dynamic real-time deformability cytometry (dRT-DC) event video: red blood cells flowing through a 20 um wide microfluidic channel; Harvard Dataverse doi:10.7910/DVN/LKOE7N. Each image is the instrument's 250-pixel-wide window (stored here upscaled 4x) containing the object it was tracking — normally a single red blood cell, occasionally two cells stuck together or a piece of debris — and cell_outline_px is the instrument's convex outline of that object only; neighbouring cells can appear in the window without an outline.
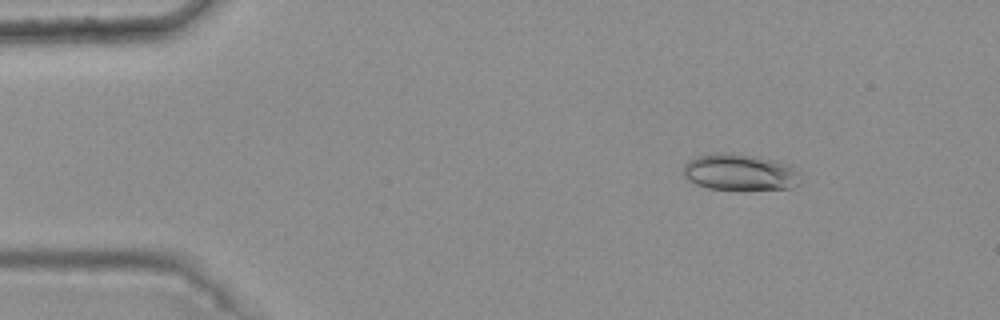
{"species": "common noctule bat (a hibernating species)", "species_latin": "Nyctalus noctula", "temperature_condition": "warm", "stored_images_in_passage": 9, "camera_frame_rate_fps": 3000, "um_per_image_px": 0.085, "animal": {"sex": "female", "body_mass_g": 25.1}, "frame": {"image": 1, "passage_image": 3, "time_ms": 0.667, "image_size_px": [1000, 320], "cell_outline_px": [[800, 184], [792, 188], [708, 188], [696, 184], [688, 180], [684, 176], [684, 164], [688, 160], [696, 156], [716, 152], [728, 152], [756, 156], [776, 160], [792, 164], [800, 168]], "centroid_in_image_um": [62.94, 14.6], "position_along_channel_um": 22.1, "area_um2": 25.09}}
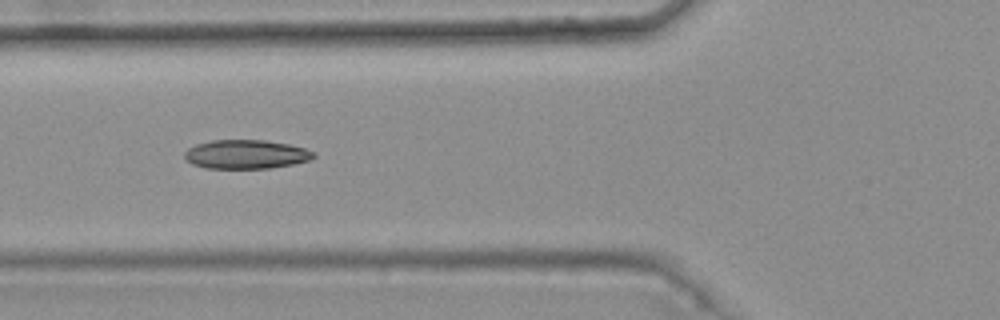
{"frame": {"image": 2, "passage_image": 7, "time_ms": 2.0, "image_size_px": [1000, 320], "cell_outline_px": [[316, 156], [308, 160], [292, 164], [268, 168], [204, 168], [192, 164], [184, 160], [184, 152], [188, 148], [196, 144], [212, 140], [264, 140], [288, 144], [304, 148], [312, 152]], "centroid_in_image_um": [20.84, 13.11], "position_along_channel_um": 105.0, "area_um2": 21.68}}
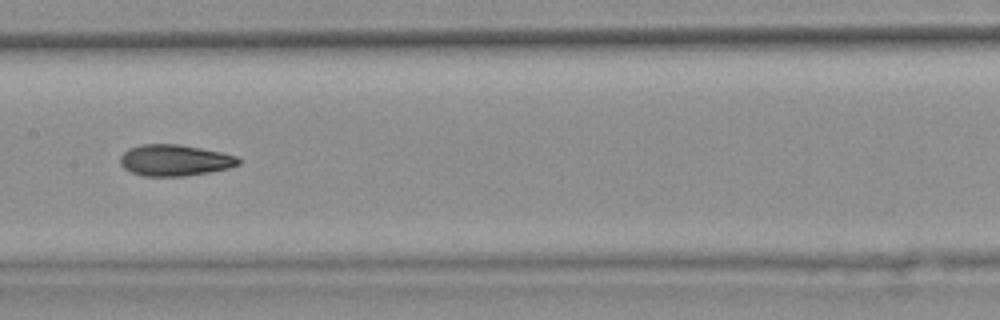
{"frame": {"image": 3, "passage_image": 9, "time_ms": 2.667, "image_size_px": [1000, 320], "cell_outline_px": [[240, 164], [228, 168], [208, 172], [184, 176], [144, 176], [132, 172], [124, 168], [120, 164], [120, 156], [128, 148], [144, 144], [176, 144], [200, 148], [240, 156]], "centroid_in_image_um": [14.85, 13.62], "position_along_channel_um": 192.5, "area_um2": 21.5}}